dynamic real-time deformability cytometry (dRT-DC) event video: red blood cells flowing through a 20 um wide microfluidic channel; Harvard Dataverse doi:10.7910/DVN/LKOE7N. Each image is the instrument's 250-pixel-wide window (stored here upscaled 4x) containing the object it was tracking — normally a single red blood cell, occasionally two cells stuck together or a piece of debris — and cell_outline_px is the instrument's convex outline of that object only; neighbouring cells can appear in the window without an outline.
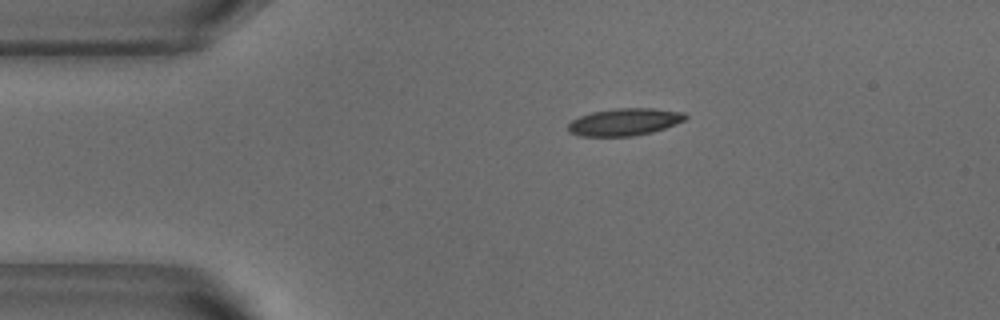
{"species": "common noctule bat (a hibernating species)", "species_latin": "Nyctalus noctula", "temperature_condition": "warm", "stored_images_in_passage": 43, "camera_frame_rate_fps": 3000, "um_per_image_px": 0.085, "animal": {"sex": "male", "body_mass_g": 18.8}, "frame": {"image": 1, "passage_image": 1, "time_ms": 0.0, "image_size_px": [1000, 320], "cell_outline_px": [[688, 116], [684, 120], [676, 124], [652, 132], [632, 136], [580, 136], [568, 132], [568, 124], [572, 120], [580, 116], [592, 112], [616, 108], [652, 108], [684, 112]], "centroid_in_image_um": [53.08, 10.36], "position_along_channel_um": 31.9, "area_um2": 18.61}}
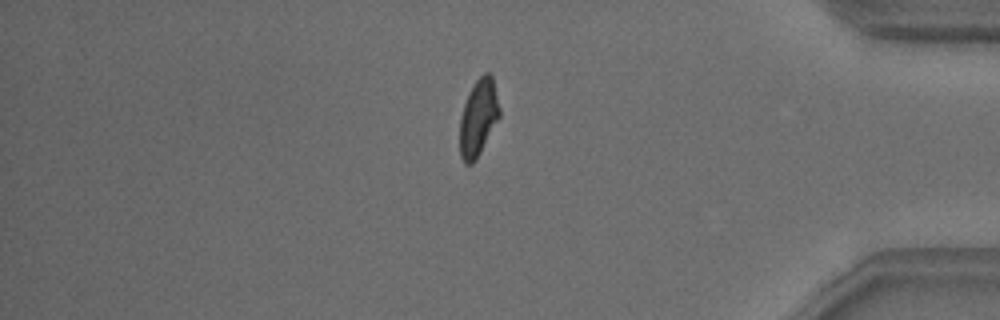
{"frame": {"image": 2, "passage_image": 35, "time_ms": 11.333, "image_size_px": [1000, 320], "cell_outline_px": [[500, 116], [476, 160], [472, 164], [464, 164], [460, 156], [460, 116], [468, 92], [476, 80], [484, 72], [488, 72], [492, 76], [500, 108]], "centroid_in_image_um": [40.65, 10.0], "position_along_channel_um": 394.6, "area_um2": 17.8}}
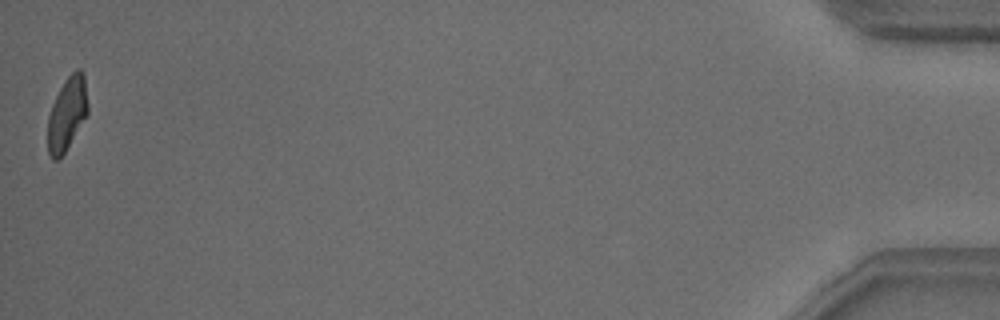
{"frame": {"image": 3, "passage_image": 43, "time_ms": 14.0, "image_size_px": [1000, 320], "cell_outline_px": [[88, 112], [64, 152], [56, 160], [52, 160], [48, 152], [48, 116], [52, 104], [64, 80], [76, 68], [80, 68], [84, 72], [88, 104]], "centroid_in_image_um": [5.7, 9.61], "position_along_channel_um": 429.5, "area_um2": 16.94}, "authors_computed_cell_mechanics": {"area_um2": 18.4382, "velocity_mm_per_s": 3.8171, "shape_relaxation_time_tau1_ms": 3.8085, "shape_relaxation_time_tau2_ms": 1.4005, "deformation_change_tau1": 0.1487, "deformation_change_tau2": 0.082}}